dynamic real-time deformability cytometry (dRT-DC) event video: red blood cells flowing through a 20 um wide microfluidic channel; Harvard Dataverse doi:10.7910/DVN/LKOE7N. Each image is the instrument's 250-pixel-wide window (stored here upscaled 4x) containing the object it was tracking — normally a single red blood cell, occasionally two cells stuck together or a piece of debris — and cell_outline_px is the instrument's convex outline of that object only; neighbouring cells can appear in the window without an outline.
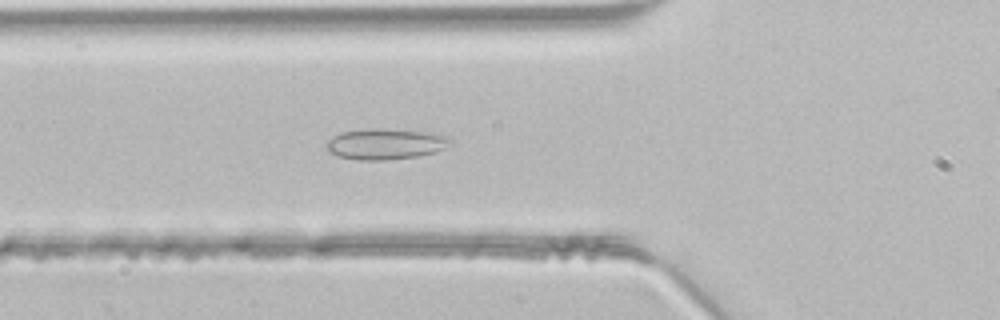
{"species": "common noctule bat (a hibernating species)", "species_latin": "Nyctalus noctula", "temperature_condition": "room temperature", "stored_images_in_passage": 47, "camera_frame_rate_fps": 3000, "um_per_image_px": 0.085, "animal": {"sex": "male", "body_mass_g": 21.5, "forearm_length_mm": 52.0}, "frame": {"image": 1, "passage_image": 16, "time_ms": 5.0, "image_size_px": [1000, 320], "cell_outline_px": [[452, 144], [436, 152], [416, 156], [384, 160], [356, 160], [340, 156], [328, 152], [328, 140], [332, 136], [340, 132], [368, 128], [384, 128], [432, 132], [452, 136]], "centroid_in_image_um": [32.82, 12.21], "position_along_channel_um": 93.0, "area_um2": 22.6}}
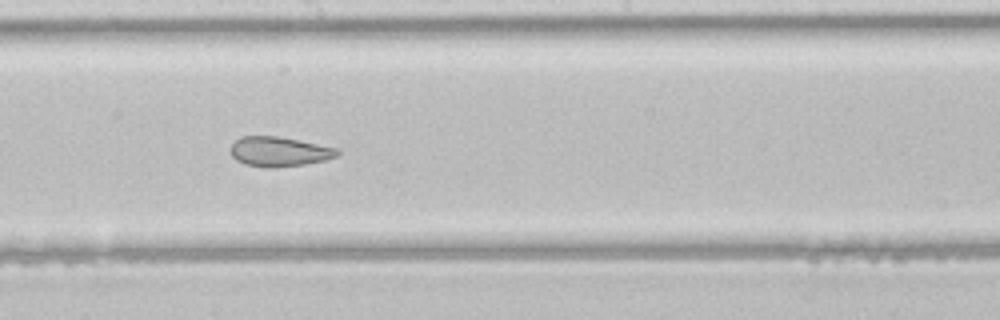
{"frame": {"image": 2, "passage_image": 25, "time_ms": 8.0, "image_size_px": [1000, 320], "cell_outline_px": [[340, 152], [336, 156], [324, 160], [304, 164], [272, 168], [264, 168], [244, 164], [236, 160], [228, 152], [232, 144], [240, 136], [276, 136], [336, 148]], "centroid_in_image_um": [23.65, 12.9], "position_along_channel_um": 224.6, "area_um2": 18.38}}
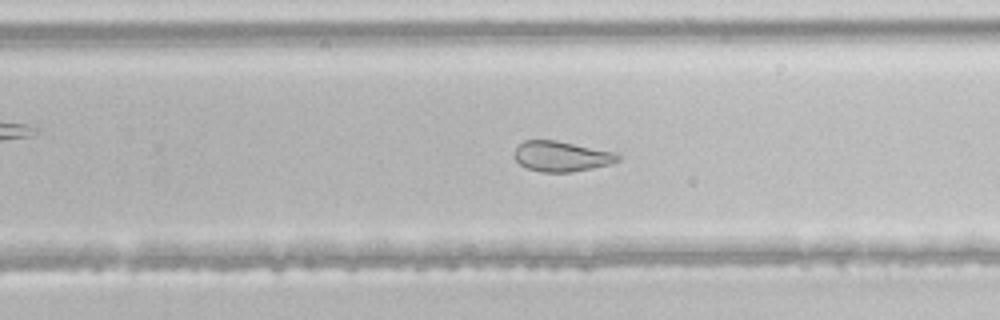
{"frame": {"image": 3, "passage_image": 29, "time_ms": 9.333, "image_size_px": [1000, 320], "cell_outline_px": [[620, 160], [608, 164], [592, 168], [572, 172], [540, 172], [528, 168], [520, 164], [512, 156], [516, 148], [524, 140], [556, 140], [616, 152], [620, 156]], "centroid_in_image_um": [47.71, 13.28], "position_along_channel_um": 282.1, "area_um2": 18.32}}